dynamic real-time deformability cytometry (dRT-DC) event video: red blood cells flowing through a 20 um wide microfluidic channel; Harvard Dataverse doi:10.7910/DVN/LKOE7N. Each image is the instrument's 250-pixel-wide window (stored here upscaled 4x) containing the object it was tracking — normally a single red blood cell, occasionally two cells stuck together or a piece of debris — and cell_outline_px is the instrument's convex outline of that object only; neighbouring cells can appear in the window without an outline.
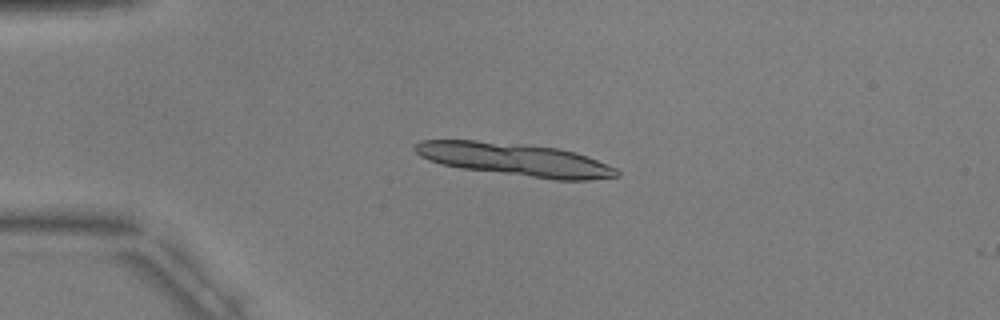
{"species": "common noctule bat (a hibernating species)", "species_latin": "Nyctalus noctula", "temperature_condition": "warm", "stored_images_in_passage": 3, "camera_frame_rate_fps": 3000, "um_per_image_px": 0.085, "animal": {"sex": "male", "body_mass_g": 17.9, "forearm_length_mm": 54.2}, "frame": {"image": 1, "passage_image": 2, "time_ms": 1.667, "image_size_px": [1000, 320], "cell_outline_px": [[620, 176], [588, 180], [556, 180], [460, 168], [440, 164], [428, 160], [420, 156], [412, 148], [412, 144], [420, 140], [476, 140], [520, 144], [560, 148], [596, 160], [616, 168], [620, 172]], "centroid_in_image_um": [43.71, 13.56], "position_along_channel_um": 41.3, "area_um2": 38.55}}